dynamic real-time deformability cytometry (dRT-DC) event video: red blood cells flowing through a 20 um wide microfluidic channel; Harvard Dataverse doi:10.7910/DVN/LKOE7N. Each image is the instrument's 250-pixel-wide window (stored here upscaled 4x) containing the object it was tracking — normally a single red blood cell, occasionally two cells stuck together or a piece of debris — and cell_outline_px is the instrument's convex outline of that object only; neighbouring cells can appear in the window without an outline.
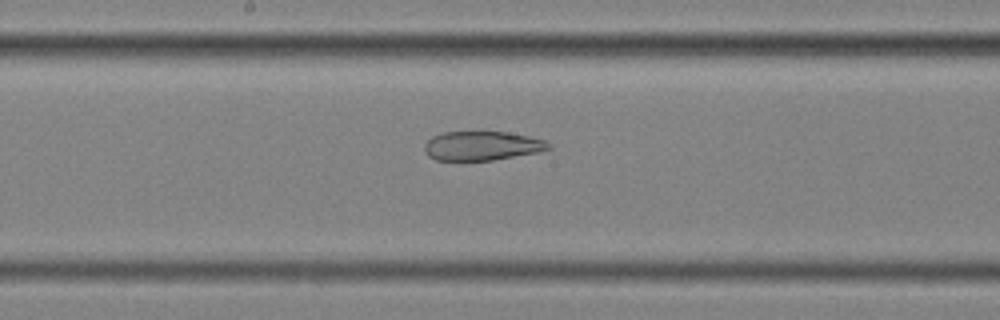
{"species": "common noctule bat (a hibernating species)", "species_latin": "Nyctalus noctula", "temperature_condition": "cold", "stored_images_in_passage": 58, "camera_frame_rate_fps": 3000, "um_per_image_px": 0.085, "animal": {"sex": "female", "body_mass_g": 25.1}, "frame": {"image": 1, "passage_image": 31, "time_ms": 10.0, "image_size_px": [1000, 320], "cell_outline_px": [[552, 148], [540, 152], [492, 160], [436, 160], [428, 156], [424, 152], [424, 144], [432, 136], [444, 132], [508, 132], [528, 136], [544, 140], [552, 144]], "centroid_in_image_um": [40.98, 12.39], "position_along_channel_um": 207.2, "area_um2": 21.15}}
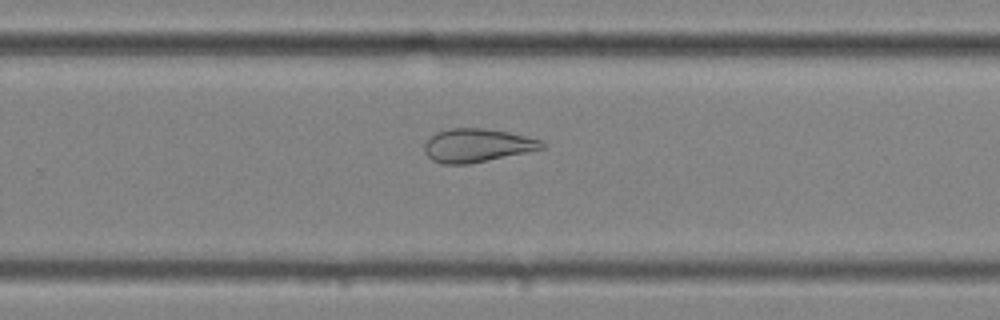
{"frame": {"image": 2, "passage_image": 38, "time_ms": 12.333, "image_size_px": [1000, 320], "cell_outline_px": [[544, 148], [528, 152], [468, 164], [444, 164], [432, 160], [424, 152], [424, 144], [436, 132], [452, 128], [484, 128], [508, 132], [540, 140], [544, 144]], "centroid_in_image_um": [40.53, 12.36], "position_along_channel_um": 289.3, "area_um2": 22.66}}
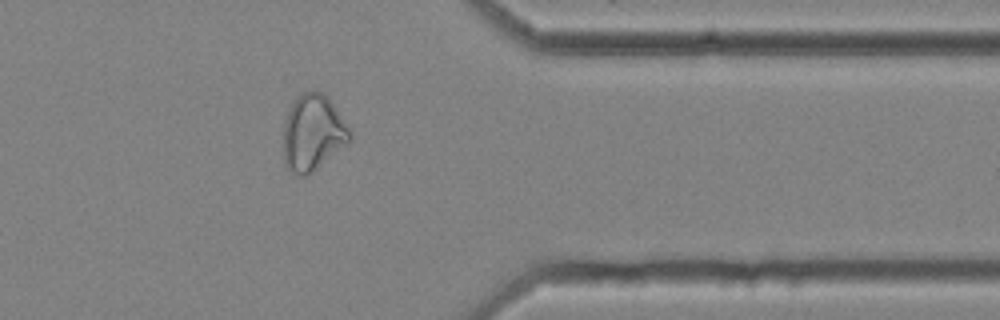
{"frame": {"image": 3, "passage_image": 47, "time_ms": 15.333, "image_size_px": [1000, 320], "cell_outline_px": [[352, 140], [348, 144], [308, 176], [300, 176], [288, 172], [284, 164], [284, 124], [288, 112], [292, 104], [304, 92], [316, 88], [324, 92], [328, 96], [348, 124], [352, 132]], "centroid_in_image_um": [26.63, 11.3], "position_along_channel_um": 384.8, "area_um2": 30.11}}